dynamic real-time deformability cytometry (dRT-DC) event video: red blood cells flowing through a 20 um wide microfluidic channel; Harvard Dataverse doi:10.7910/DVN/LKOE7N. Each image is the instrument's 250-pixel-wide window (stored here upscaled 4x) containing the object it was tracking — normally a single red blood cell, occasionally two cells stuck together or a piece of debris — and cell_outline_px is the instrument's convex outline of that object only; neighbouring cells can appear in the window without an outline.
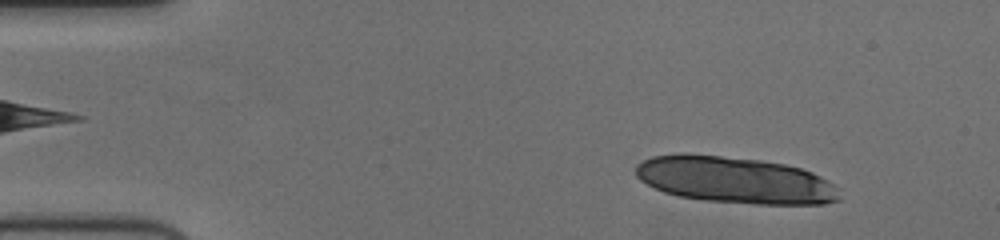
{"species": "human", "species_latin": "Homo sapiens", "temperature_condition": "cold", "stored_images_in_passage": 17, "camera_frame_rate_fps": 3000, "um_per_image_px": 0.085, "donor": {"sex": "female"}, "frame": {"image": 1, "passage_image": 6, "time_ms": 1.667, "image_size_px": [1000, 240], "cell_outline_px": [[840, 200], [824, 204], [756, 204], [704, 200], [680, 196], [664, 192], [640, 180], [636, 176], [636, 164], [652, 156], [684, 152], [760, 160], [784, 164], [800, 168], [812, 172], [820, 176], [840, 188]], "centroid_in_image_um": [62.48, 15.3], "position_along_channel_um": 22.5, "area_um2": 55.49}}